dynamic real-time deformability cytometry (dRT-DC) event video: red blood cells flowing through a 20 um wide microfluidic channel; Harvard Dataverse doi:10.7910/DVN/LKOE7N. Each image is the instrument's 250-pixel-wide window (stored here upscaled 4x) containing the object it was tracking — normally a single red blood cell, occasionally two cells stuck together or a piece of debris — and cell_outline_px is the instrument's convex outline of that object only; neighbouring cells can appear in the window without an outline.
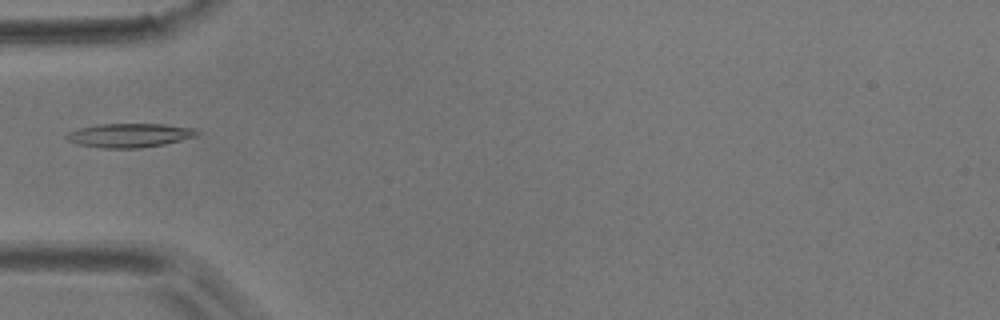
{"species": "common noctule bat (a hibernating species)", "species_latin": "Nyctalus noctula", "temperature_condition": "room temperature", "stored_images_in_passage": 35, "camera_frame_rate_fps": 3000, "um_per_image_px": 0.085, "animal": {"sex": "male", "body_mass_g": 17.9}, "frame": {"image": 1, "passage_image": 1, "time_ms": 0.0, "image_size_px": [1000, 320], "cell_outline_px": [[200, 132], [196, 136], [164, 144], [140, 148], [100, 148], [80, 144], [68, 140], [64, 136], [68, 132], [80, 128], [100, 124], [164, 124], [196, 128]], "centroid_in_image_um": [11.04, 11.5], "position_along_channel_um": 74.0, "area_um2": 18.15}}
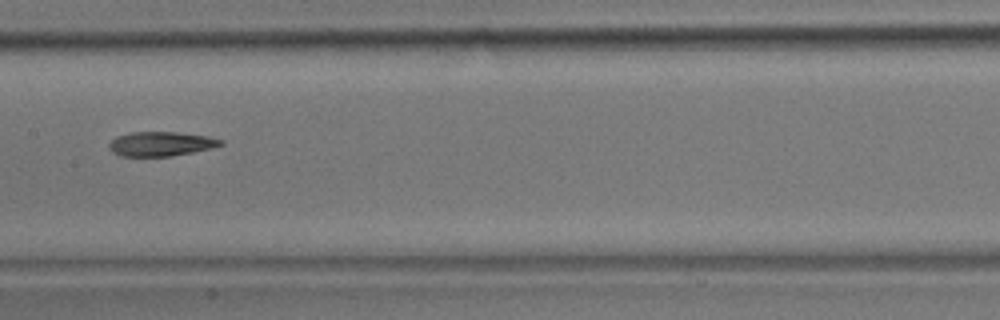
{"frame": {"image": 2, "passage_image": 10, "time_ms": 3.0, "image_size_px": [1000, 320], "cell_outline_px": [[224, 144], [212, 148], [192, 152], [168, 156], [120, 156], [112, 152], [108, 148], [108, 144], [116, 136], [132, 132], [176, 132], [208, 136], [224, 140]], "centroid_in_image_um": [13.67, 12.22], "position_along_channel_um": 193.7, "area_um2": 15.9}}
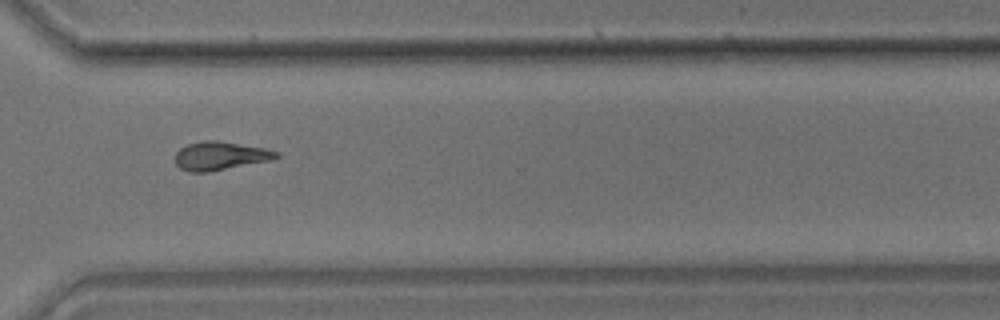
{"frame": {"image": 3, "passage_image": 22, "time_ms": 7.0, "image_size_px": [1000, 320], "cell_outline_px": [[280, 156], [272, 160], [208, 172], [188, 172], [180, 168], [176, 164], [176, 152], [180, 148], [188, 144], [204, 140], [216, 140], [264, 148], [280, 152]], "centroid_in_image_um": [18.72, 13.25], "position_along_channel_um": 351.9, "area_um2": 16.76}}